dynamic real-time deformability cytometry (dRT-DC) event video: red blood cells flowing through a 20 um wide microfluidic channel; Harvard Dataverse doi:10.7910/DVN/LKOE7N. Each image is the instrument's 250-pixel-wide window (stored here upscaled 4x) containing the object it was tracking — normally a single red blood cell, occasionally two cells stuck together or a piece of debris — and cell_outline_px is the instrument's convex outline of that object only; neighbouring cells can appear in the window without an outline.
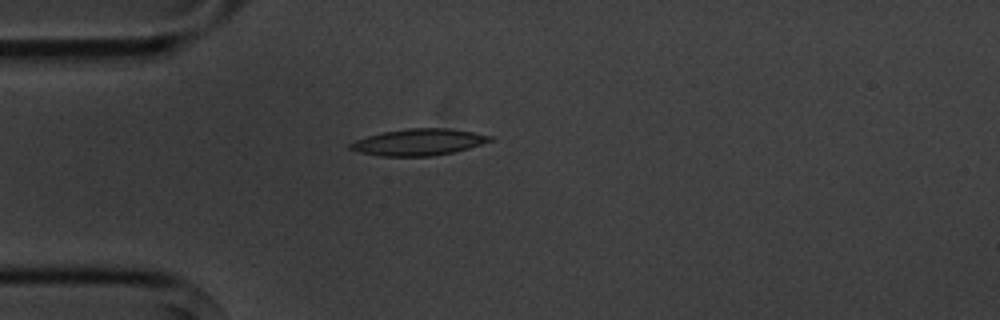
{"species": "common noctule bat (a hibernating species)", "species_latin": "Nyctalus noctula", "temperature_condition": "cold", "stored_images_in_passage": 5, "camera_frame_rate_fps": 3000, "um_per_image_px": 0.085, "animal": {"sex": "male", "body_mass_g": 20.1, "forearm_length_mm": 53.5}, "frame": {"image": 1, "passage_image": 1, "time_ms": 0.0, "image_size_px": [1000, 320], "cell_outline_px": [[492, 140], [468, 148], [452, 152], [432, 156], [380, 156], [360, 152], [348, 148], [348, 144], [356, 140], [368, 136], [384, 132], [408, 128], [448, 128], [472, 132], [492, 136]], "centroid_in_image_um": [35.55, 12.08], "position_along_channel_um": 49.4, "area_um2": 21.33}}
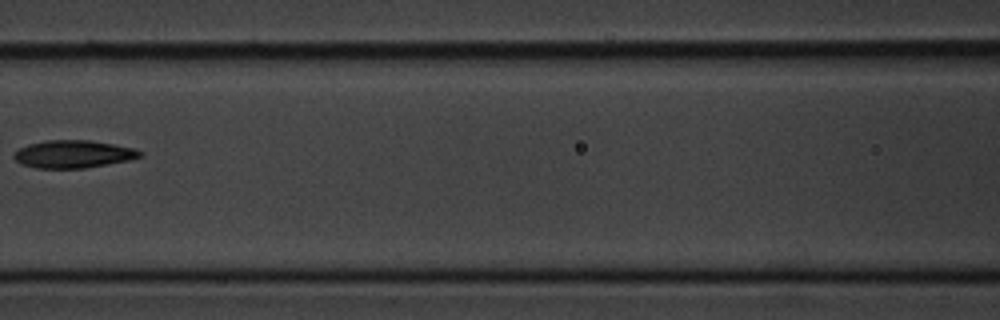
{"frame": {"image": 2, "passage_image": 4, "time_ms": 3.333, "image_size_px": [1000, 320], "cell_outline_px": [[144, 152], [140, 156], [128, 160], [84, 168], [36, 168], [20, 164], [12, 156], [20, 148], [28, 144], [44, 140], [92, 140], [132, 148]], "centroid_in_image_um": [6.19, 13.09], "position_along_channel_um": 160.4, "area_um2": 20.17}}
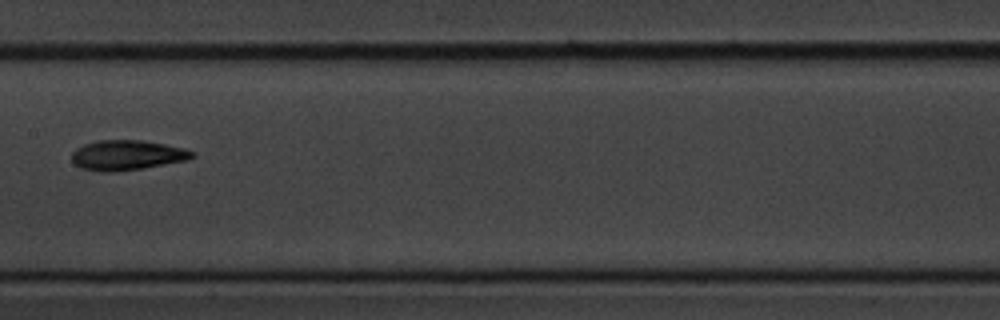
{"frame": {"image": 3, "passage_image": 5, "time_ms": 4.333, "image_size_px": [1000, 320], "cell_outline_px": [[196, 156], [188, 160], [144, 168], [112, 172], [104, 172], [80, 168], [72, 160], [72, 152], [76, 148], [84, 144], [96, 140], [144, 140], [184, 148], [196, 152]], "centroid_in_image_um": [10.82, 13.18], "position_along_channel_um": 196.6, "area_um2": 21.21}}